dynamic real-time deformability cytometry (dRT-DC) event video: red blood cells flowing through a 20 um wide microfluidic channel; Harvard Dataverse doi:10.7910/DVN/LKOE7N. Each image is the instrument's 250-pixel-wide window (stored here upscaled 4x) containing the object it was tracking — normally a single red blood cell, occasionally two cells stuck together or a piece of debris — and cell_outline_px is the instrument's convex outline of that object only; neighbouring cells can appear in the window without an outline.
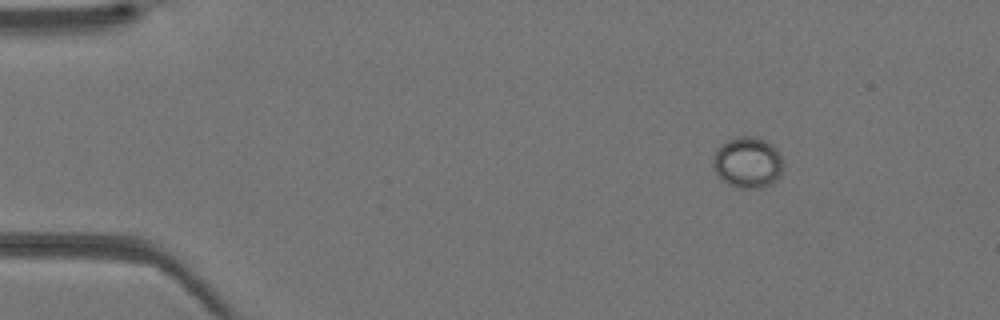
{"species": "Egyptian fruit bat (a non-hibernating species)", "species_latin": "Rousettus aegyptiacus", "temperature_condition": "warm", "stored_images_in_passage": 32, "camera_frame_rate_fps": 3000, "um_per_image_px": 0.085, "animal": {"sex": "female"}, "frame": {"image": 1, "passage_image": 1, "time_ms": 0.0, "image_size_px": [1000, 320], "cell_outline_px": [[780, 176], [772, 184], [764, 188], [740, 188], [728, 184], [720, 180], [716, 176], [712, 168], [712, 164], [716, 148], [720, 144], [728, 140], [744, 136], [748, 136], [764, 140], [772, 144], [776, 148], [780, 156]], "centroid_in_image_um": [63.49, 13.84], "position_along_channel_um": 21.5, "area_um2": 20.92}}
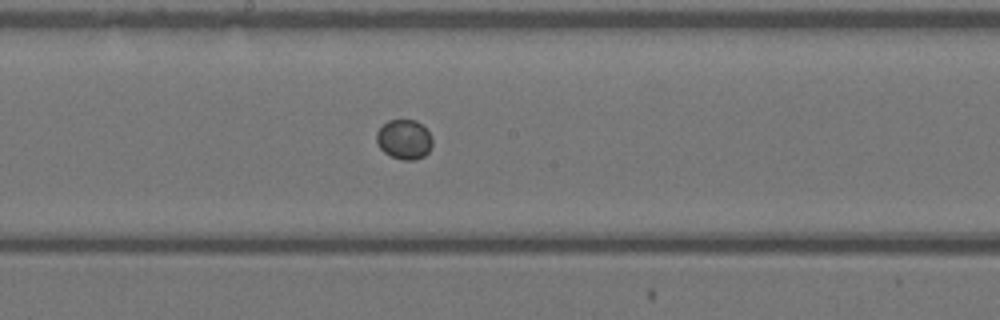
{"frame": {"image": 2, "passage_image": 18, "time_ms": 5.667, "image_size_px": [1000, 320], "cell_outline_px": [[432, 144], [428, 152], [424, 156], [416, 160], [404, 160], [392, 156], [384, 152], [380, 148], [376, 140], [376, 132], [388, 120], [416, 120], [428, 132], [432, 140]], "centroid_in_image_um": [34.34, 11.86], "position_along_channel_um": 213.9, "area_um2": 12.77}}
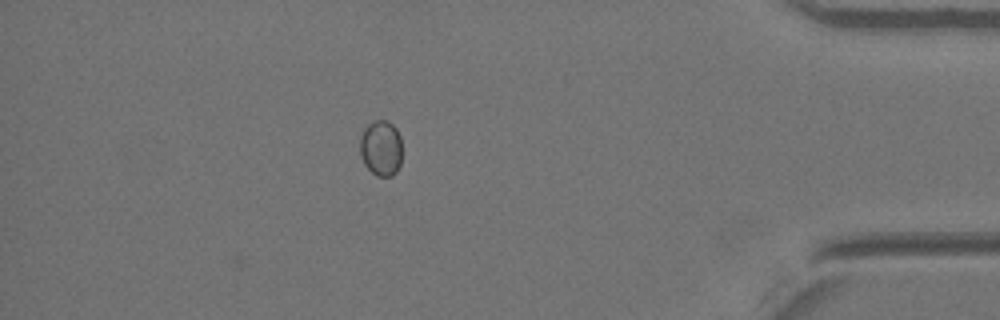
{"frame": {"image": 3, "passage_image": 32, "time_ms": 10.333, "image_size_px": [1000, 320], "cell_outline_px": [[400, 164], [396, 172], [392, 176], [376, 176], [364, 164], [360, 156], [360, 136], [364, 128], [372, 120], [388, 120], [396, 128], [400, 136]], "centroid_in_image_um": [32.36, 12.57], "position_along_channel_um": 402.8, "area_um2": 13.76}}